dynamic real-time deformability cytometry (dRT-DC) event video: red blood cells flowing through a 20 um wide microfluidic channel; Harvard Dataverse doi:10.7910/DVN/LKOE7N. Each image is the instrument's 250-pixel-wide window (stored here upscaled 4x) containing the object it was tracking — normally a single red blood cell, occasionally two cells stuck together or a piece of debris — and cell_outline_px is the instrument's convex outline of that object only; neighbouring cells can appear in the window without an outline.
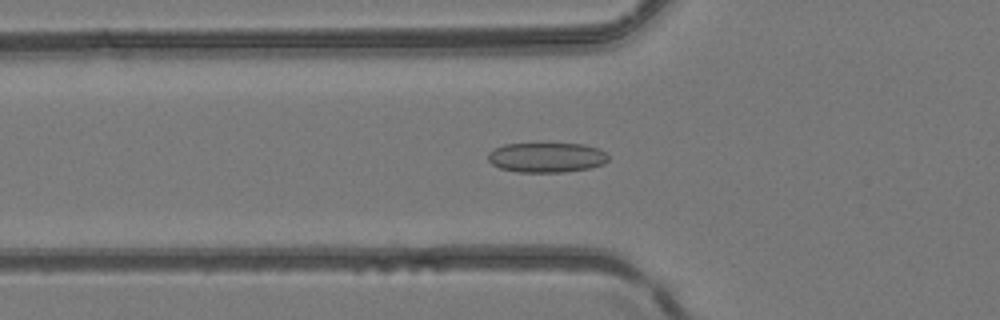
{"species": "common noctule bat (a hibernating species)", "species_latin": "Nyctalus noctula", "temperature_condition": "room temperature", "stored_images_in_passage": 49, "camera_frame_rate_fps": 3000, "um_per_image_px": 0.085, "animal": {"sex": "female", "body_mass_g": 24.6, "forearm_length_mm": 56.2}, "frame": {"image": 1, "passage_image": 18, "time_ms": 5.667, "image_size_px": [1000, 320], "cell_outline_px": [[608, 160], [604, 164], [588, 168], [564, 172], [520, 172], [500, 168], [492, 164], [488, 160], [488, 152], [504, 144], [584, 144], [600, 148], [608, 156]], "centroid_in_image_um": [46.47, 13.38], "position_along_channel_um": 79.3, "area_um2": 20.87}}
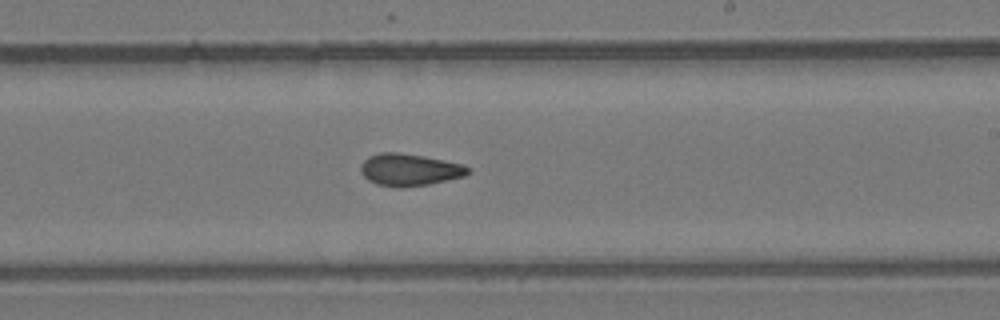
{"frame": {"image": 2, "passage_image": 30, "time_ms": 9.667, "image_size_px": [1000, 320], "cell_outline_px": [[472, 172], [464, 176], [428, 184], [400, 188], [376, 184], [368, 180], [364, 176], [360, 168], [364, 160], [368, 156], [380, 152], [396, 152], [424, 156], [464, 164]], "centroid_in_image_um": [34.8, 14.42], "position_along_channel_um": 254.2, "area_um2": 20.06}}
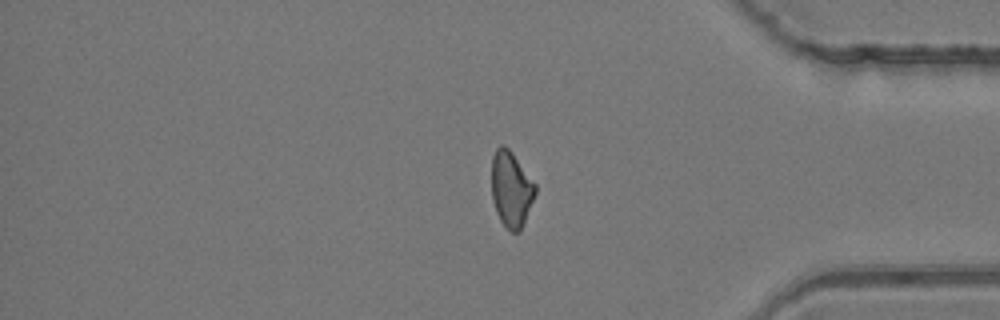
{"frame": {"image": 3, "passage_image": 41, "time_ms": 13.333, "image_size_px": [1000, 320], "cell_outline_px": [[536, 192], [520, 232], [512, 232], [500, 220], [496, 212], [492, 200], [492, 156], [496, 148], [500, 144], [504, 144], [512, 152], [536, 184]], "centroid_in_image_um": [43.44, 16.05], "position_along_channel_um": 391.8, "area_um2": 19.25}}